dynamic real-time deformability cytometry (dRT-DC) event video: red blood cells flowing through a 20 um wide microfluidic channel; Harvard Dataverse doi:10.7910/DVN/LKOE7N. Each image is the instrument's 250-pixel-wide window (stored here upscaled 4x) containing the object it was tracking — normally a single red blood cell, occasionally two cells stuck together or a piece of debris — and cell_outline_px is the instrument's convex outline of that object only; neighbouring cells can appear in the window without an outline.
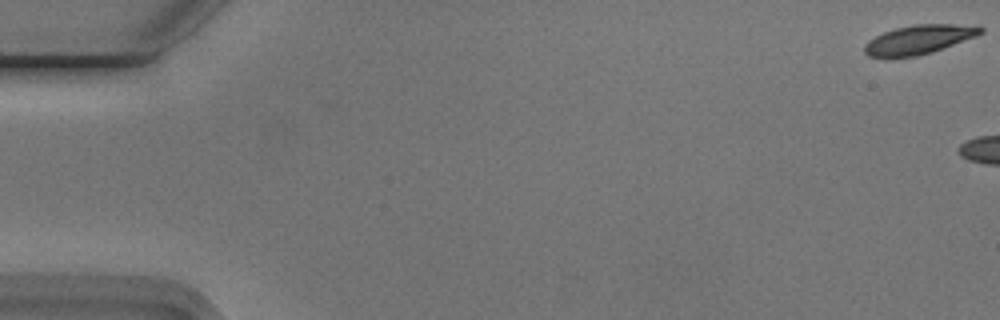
{"species": "Egyptian fruit bat (a non-hibernating species)", "species_latin": "Rousettus aegyptiacus", "temperature_condition": "cold", "stored_images_in_passage": 5, "camera_frame_rate_fps": 3000, "um_per_image_px": 0.085, "animal": {"sex": "male"}, "frame": {"image": 1, "passage_image": 1, "time_ms": 0.0, "image_size_px": [1000, 320], "cell_outline_px": [[984, 32], [976, 36], [932, 52], [916, 56], [868, 56], [864, 52], [864, 44], [868, 40], [884, 32], [896, 28], [912, 24], [952, 24], [984, 28]], "centroid_in_image_um": [78.08, 3.35], "position_along_channel_um": 6.9, "area_um2": 19.25}}